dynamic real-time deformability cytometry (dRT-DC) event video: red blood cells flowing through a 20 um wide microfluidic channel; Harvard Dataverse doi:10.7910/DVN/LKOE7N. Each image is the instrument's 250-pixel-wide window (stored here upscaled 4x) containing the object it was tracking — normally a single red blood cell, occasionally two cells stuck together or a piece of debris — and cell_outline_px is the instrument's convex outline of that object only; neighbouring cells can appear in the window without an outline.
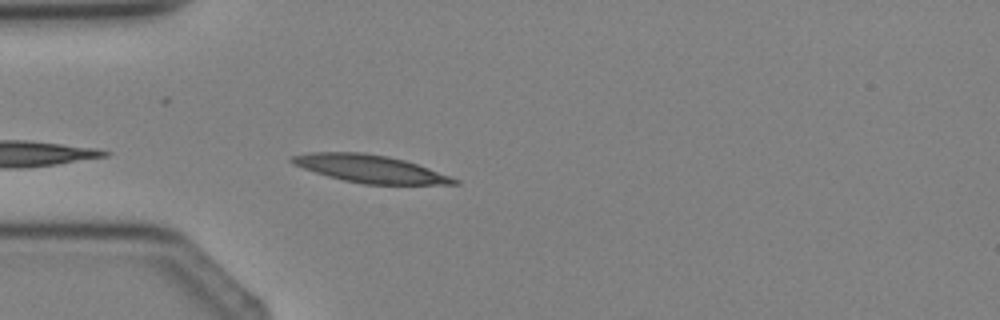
{"species": "Egyptian fruit bat (a non-hibernating species)", "species_latin": "Rousettus aegyptiacus", "temperature_condition": "cold", "stored_images_in_passage": 3, "camera_frame_rate_fps": 3000, "um_per_image_px": 0.085, "animal": {"sex": "female"}, "frame": {"image": 1, "passage_image": 3, "time_ms": 2.333, "image_size_px": [1000, 320], "cell_outline_px": [[460, 184], [364, 184], [344, 180], [328, 176], [292, 164], [288, 160], [292, 156], [312, 152], [364, 152], [388, 156], [404, 160], [428, 168], [460, 180]], "centroid_in_image_um": [31.44, 14.34], "position_along_channel_um": 53.6, "area_um2": 25.84}}